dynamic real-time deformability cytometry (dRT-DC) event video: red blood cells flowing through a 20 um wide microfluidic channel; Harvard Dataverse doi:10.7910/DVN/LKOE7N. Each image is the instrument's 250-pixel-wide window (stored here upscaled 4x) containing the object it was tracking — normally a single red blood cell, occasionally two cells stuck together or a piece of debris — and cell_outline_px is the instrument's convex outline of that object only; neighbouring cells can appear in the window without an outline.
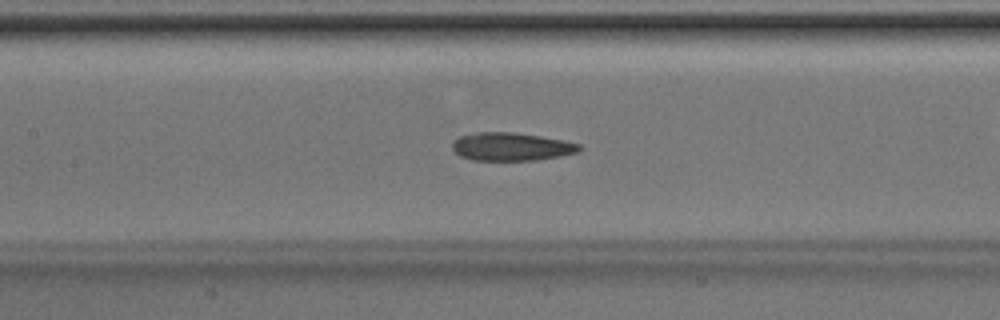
{"species": "Egyptian fruit bat (a non-hibernating species)", "species_latin": "Rousettus aegyptiacus", "temperature_condition": "room temperature", "stored_images_in_passage": 39, "camera_frame_rate_fps": 3000, "um_per_image_px": 0.085, "animal": {"sex": "male"}, "frame": {"image": 1, "passage_image": 12, "time_ms": 3.667, "image_size_px": [1000, 320], "cell_outline_px": [[584, 148], [580, 152], [560, 156], [536, 160], [472, 160], [460, 156], [452, 148], [452, 140], [460, 136], [480, 132], [512, 132], [540, 136], [580, 144]], "centroid_in_image_um": [43.47, 12.47], "position_along_channel_um": 163.9, "area_um2": 20.81}}
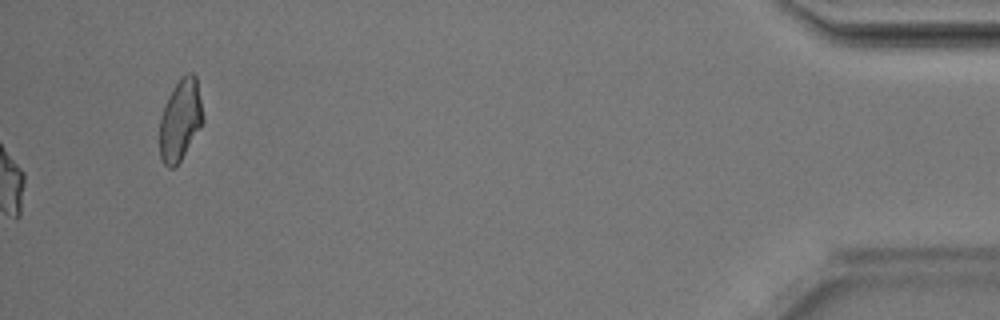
{"frame": {"image": 2, "passage_image": 39, "time_ms": 12.667, "image_size_px": [1000, 320], "cell_outline_px": [[204, 120], [200, 128], [180, 160], [172, 168], [168, 168], [164, 164], [160, 156], [160, 116], [168, 96], [176, 84], [188, 72], [192, 72], [196, 76]], "centroid_in_image_um": [15.32, 10.19], "position_along_channel_um": 419.9, "area_um2": 20.17}, "authors_computed_cell_mechanics": {"area_um2": 20.8658, "velocity_mm_per_s": 4.187, "shape_relaxation_time_tau1_ms": 5.8072, "shape_relaxation_time_tau2_ms": 5.3645, "deformation_change_tau1": 0.1415, "deformation_change_tau2": 0.1341}}